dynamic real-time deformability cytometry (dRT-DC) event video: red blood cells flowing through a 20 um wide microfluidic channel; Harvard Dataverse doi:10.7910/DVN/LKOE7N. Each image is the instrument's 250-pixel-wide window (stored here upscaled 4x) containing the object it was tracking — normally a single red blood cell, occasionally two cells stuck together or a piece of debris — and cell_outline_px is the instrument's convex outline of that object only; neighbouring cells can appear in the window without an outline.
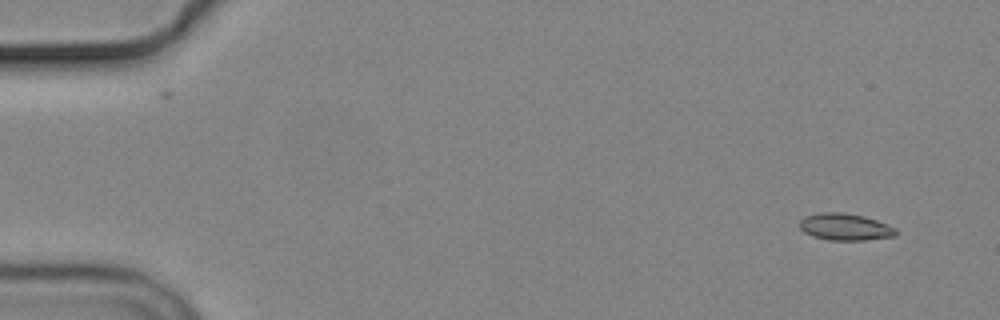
{"species": "common noctule bat (a hibernating species)", "species_latin": "Nyctalus noctula", "temperature_condition": "cold", "stored_images_in_passage": 6, "camera_frame_rate_fps": 3000, "um_per_image_px": 0.085, "animal": {"sex": "male", "body_mass_g": 19.2, "forearm_length_mm": 51.8}, "frame": {"image": 1, "passage_image": 1, "time_ms": 0.0, "image_size_px": [1000, 320], "cell_outline_px": [[900, 232], [896, 236], [864, 240], [828, 240], [812, 236], [804, 232], [800, 228], [800, 220], [804, 216], [820, 212], [840, 212], [864, 216], [888, 224], [896, 228]], "centroid_in_image_um": [71.86, 19.29], "position_along_channel_um": 13.1, "area_um2": 15.26}}
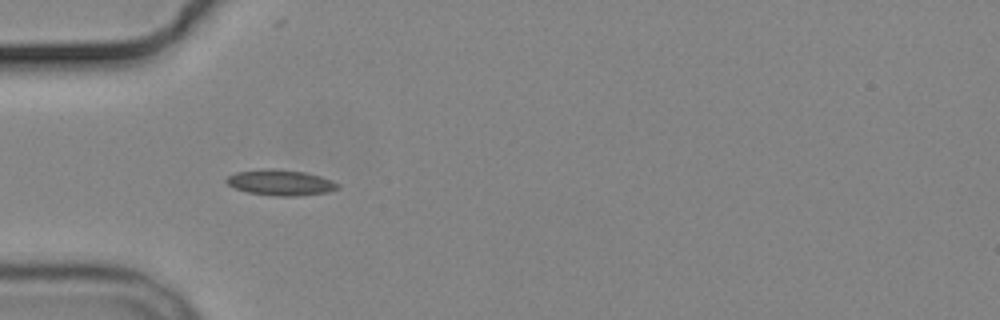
{"frame": {"image": 2, "passage_image": 5, "time_ms": 4.667, "image_size_px": [1000, 320], "cell_outline_px": [[340, 188], [328, 192], [296, 196], [276, 196], [248, 192], [236, 188], [228, 184], [224, 180], [228, 176], [236, 172], [260, 168], [276, 168], [304, 172], [320, 176], [332, 180], [340, 184]], "centroid_in_image_um": [23.85, 15.5], "position_along_channel_um": 61.1, "area_um2": 16.82}}
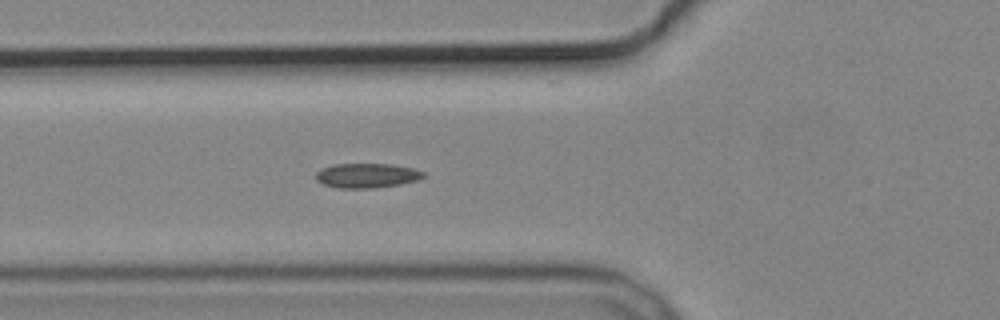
{"frame": {"image": 3, "passage_image": 6, "time_ms": 5.667, "image_size_px": [1000, 320], "cell_outline_px": [[424, 176], [416, 180], [400, 184], [372, 188], [340, 188], [324, 184], [316, 180], [316, 172], [320, 168], [332, 164], [392, 164], [412, 168], [424, 172]], "centroid_in_image_um": [31.14, 14.91], "position_along_channel_um": 94.7, "area_um2": 15.32}}